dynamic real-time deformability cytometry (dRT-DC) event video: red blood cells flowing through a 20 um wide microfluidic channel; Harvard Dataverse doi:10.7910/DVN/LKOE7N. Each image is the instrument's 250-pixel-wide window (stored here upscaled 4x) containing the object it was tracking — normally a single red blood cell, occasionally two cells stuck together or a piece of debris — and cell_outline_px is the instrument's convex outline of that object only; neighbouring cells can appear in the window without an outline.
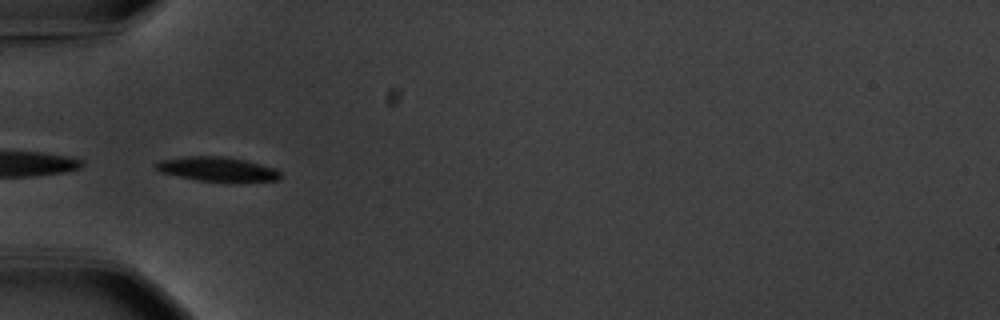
{"species": "common noctule bat (a hibernating species)", "species_latin": "Nyctalus noctula", "temperature_condition": "warm", "stored_images_in_passage": 17, "camera_frame_rate_fps": 3000, "um_per_image_px": 0.085, "animal": {"sex": "male", "body_mass_g": 20.1, "forearm_length_mm": 53.5}, "frame": {"image": 1, "passage_image": 8, "time_ms": 2.333, "image_size_px": [1000, 320], "cell_outline_px": [[280, 180], [236, 184], [200, 180], [160, 172], [152, 164], [160, 160], [184, 156], [224, 156], [244, 160], [276, 168], [280, 172]], "centroid_in_image_um": [18.53, 14.4], "position_along_channel_um": 66.5, "area_um2": 18.26}}